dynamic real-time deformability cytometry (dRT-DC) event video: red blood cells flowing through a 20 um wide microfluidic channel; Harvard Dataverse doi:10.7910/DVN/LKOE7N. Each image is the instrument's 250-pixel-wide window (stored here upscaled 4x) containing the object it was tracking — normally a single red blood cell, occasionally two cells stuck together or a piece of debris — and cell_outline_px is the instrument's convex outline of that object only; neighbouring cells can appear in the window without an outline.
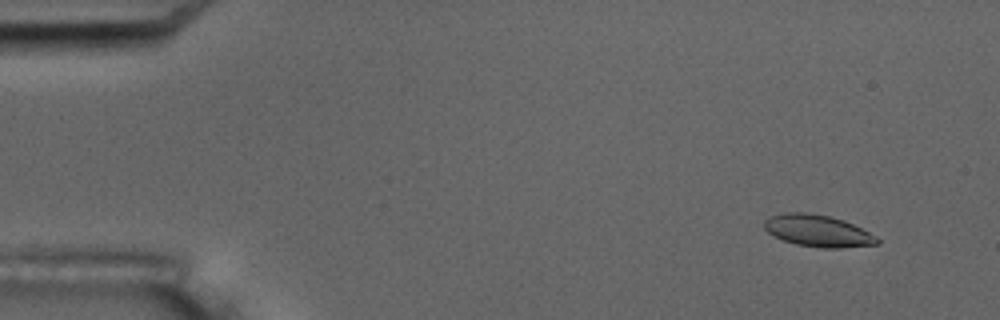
{"species": "common noctule bat (a hibernating species)", "species_latin": "Nyctalus noctula", "temperature_condition": "room temperature", "stored_images_in_passage": 8, "camera_frame_rate_fps": 3000, "um_per_image_px": 0.085, "animal": {"sex": "male", "body_mass_g": 17.5, "forearm_length_mm": 52.3}, "frame": {"image": 1, "passage_image": 2, "time_ms": 1.333, "image_size_px": [1000, 320], "cell_outline_px": [[880, 244], [840, 248], [824, 248], [796, 244], [784, 240], [768, 232], [764, 228], [764, 220], [768, 216], [784, 212], [804, 212], [828, 216], [844, 220], [876, 236], [880, 240]], "centroid_in_image_um": [69.51, 19.61], "position_along_channel_um": 15.5, "area_um2": 20.87}}